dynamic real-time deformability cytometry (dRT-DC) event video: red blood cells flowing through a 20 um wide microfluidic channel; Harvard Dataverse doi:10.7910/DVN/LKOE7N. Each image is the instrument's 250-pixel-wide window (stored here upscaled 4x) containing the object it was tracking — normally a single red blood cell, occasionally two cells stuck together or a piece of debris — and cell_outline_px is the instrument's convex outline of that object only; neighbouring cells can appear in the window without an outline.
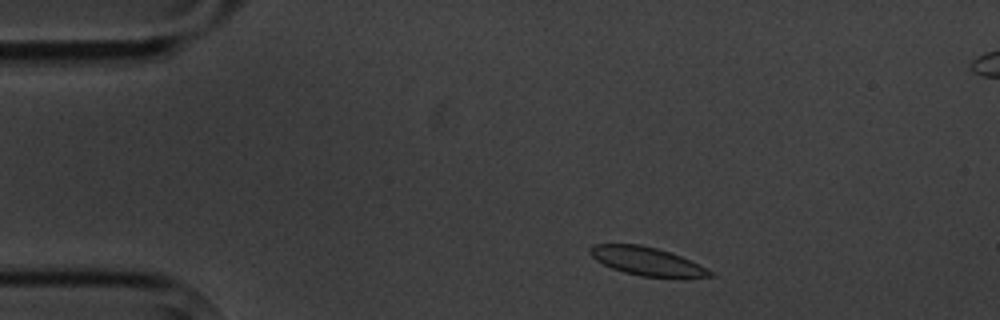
{"species": "common noctule bat (a hibernating species)", "species_latin": "Nyctalus noctula", "temperature_condition": "cold", "stored_images_in_passage": 4, "camera_frame_rate_fps": 3000, "um_per_image_px": 0.085, "animal": {"sex": "male", "body_mass_g": 20.1, "forearm_length_mm": 53.5}, "frame": {"image": 1, "passage_image": 1, "time_ms": 0.0, "image_size_px": [1000, 320], "cell_outline_px": [[712, 276], [684, 280], [640, 276], [624, 272], [612, 268], [596, 260], [588, 252], [588, 248], [592, 244], [640, 244], [656, 248], [680, 256], [712, 272]], "centroid_in_image_um": [54.98, 22.24], "position_along_channel_um": 30.0, "area_um2": 20.11}}
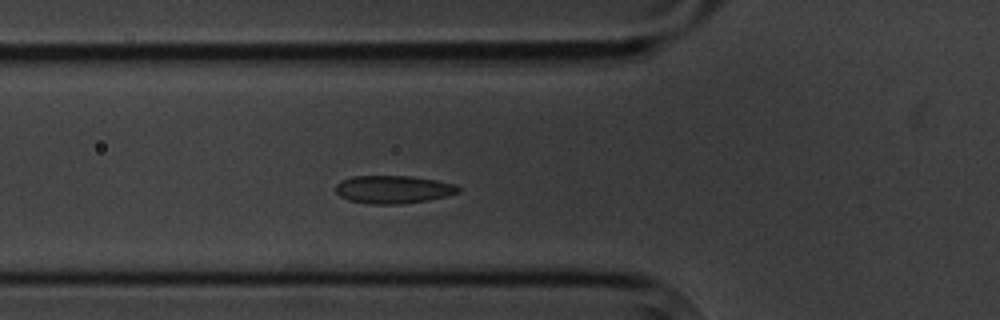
{"frame": {"image": 2, "passage_image": 4, "time_ms": 3.333, "image_size_px": [1000, 320], "cell_outline_px": [[460, 192], [428, 200], [400, 204], [372, 204], [348, 200], [340, 196], [336, 192], [336, 184], [340, 180], [352, 176], [412, 176], [436, 180], [456, 184], [460, 188]], "centroid_in_image_um": [33.41, 16.09], "position_along_channel_um": 92.4, "area_um2": 20.0}}